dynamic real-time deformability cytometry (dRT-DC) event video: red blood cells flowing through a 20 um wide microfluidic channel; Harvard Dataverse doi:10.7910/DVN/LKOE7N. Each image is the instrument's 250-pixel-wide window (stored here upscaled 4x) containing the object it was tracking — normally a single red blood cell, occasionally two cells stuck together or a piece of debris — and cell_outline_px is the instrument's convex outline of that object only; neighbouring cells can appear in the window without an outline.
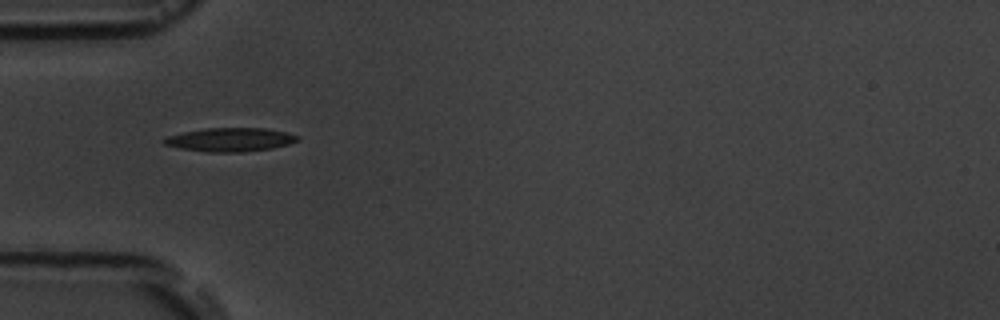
{"species": "common noctule bat (a hibernating species)", "species_latin": "Nyctalus noctula", "temperature_condition": "room temperature", "stored_images_in_passage": 7, "camera_frame_rate_fps": 3000, "um_per_image_px": 0.085, "animal": {"sex": "male", "body_mass_g": 19.5, "forearm_length_mm": 54.6}, "frame": {"image": 1, "passage_image": 6, "time_ms": 6.0, "image_size_px": [1000, 320], "cell_outline_px": [[300, 140], [288, 144], [272, 148], [244, 152], [208, 152], [180, 148], [164, 144], [160, 140], [164, 136], [204, 128], [268, 128], [300, 136]], "centroid_in_image_um": [19.54, 11.87], "position_along_channel_um": 65.5, "area_um2": 18.55}}
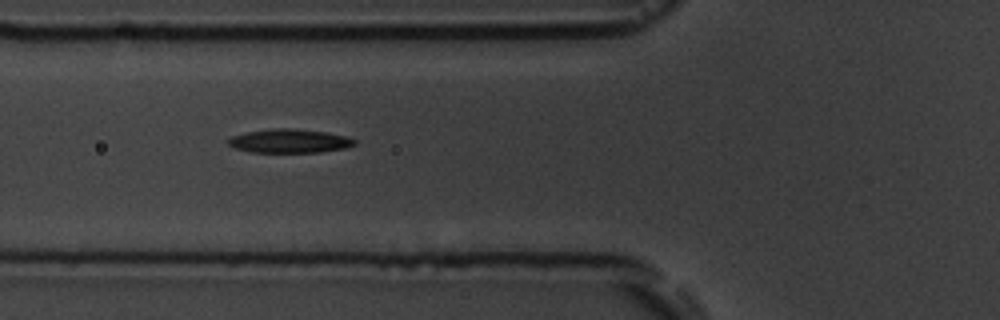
{"frame": {"image": 2, "passage_image": 7, "time_ms": 7.0, "image_size_px": [1000, 320], "cell_outline_px": [[356, 144], [344, 148], [320, 152], [248, 152], [232, 148], [228, 144], [228, 140], [232, 136], [248, 132], [272, 128], [292, 128], [328, 132], [348, 136], [356, 140]], "centroid_in_image_um": [24.61, 11.98], "position_along_channel_um": 101.2, "area_um2": 17.63}}